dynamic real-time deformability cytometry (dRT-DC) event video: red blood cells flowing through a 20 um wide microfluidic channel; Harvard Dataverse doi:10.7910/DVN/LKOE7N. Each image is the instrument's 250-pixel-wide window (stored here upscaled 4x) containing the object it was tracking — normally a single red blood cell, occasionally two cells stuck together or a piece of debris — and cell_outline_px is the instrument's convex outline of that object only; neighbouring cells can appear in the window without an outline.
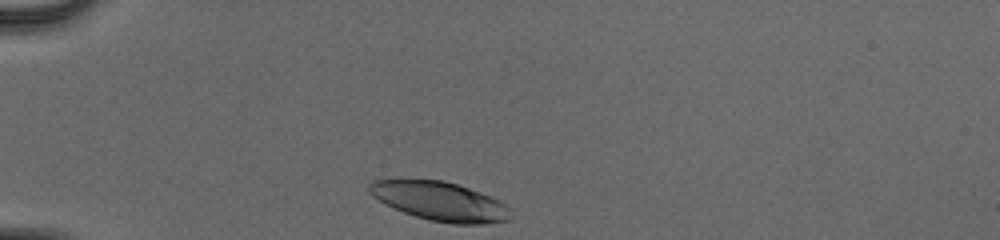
{"species": "human", "species_latin": "Homo sapiens", "temperature_condition": "cold", "stored_images_in_passage": 31, "camera_frame_rate_fps": 3000, "um_per_image_px": 0.085, "donor": {"sex": "male"}, "frame": {"image": 1, "passage_image": 1, "time_ms": 0.0, "image_size_px": [1000, 240], "cell_outline_px": [[508, 220], [484, 224], [452, 224], [428, 220], [404, 212], [384, 204], [372, 196], [368, 192], [368, 184], [372, 180], [444, 180], [480, 192], [500, 200], [508, 208]], "centroid_in_image_um": [37.35, 17.11], "position_along_channel_um": 47.7, "area_um2": 31.85}}
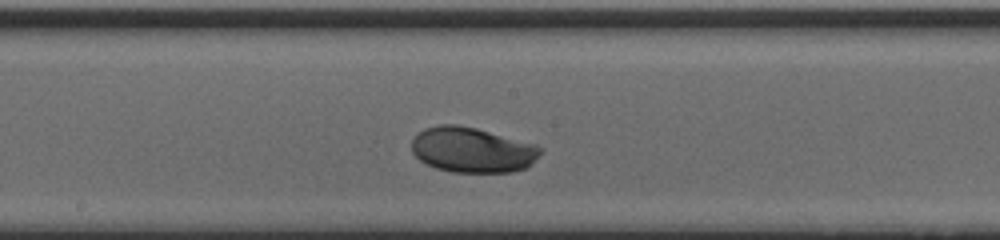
{"frame": {"image": 2, "passage_image": 16, "time_ms": 5.0, "image_size_px": [1000, 240], "cell_outline_px": [[544, 148], [528, 168], [512, 172], [452, 172], [436, 168], [420, 160], [412, 152], [412, 140], [424, 128], [440, 124], [456, 124], [476, 128], [536, 144]], "centroid_in_image_um": [40.16, 12.74], "position_along_channel_um": 208.0, "area_um2": 33.99}}
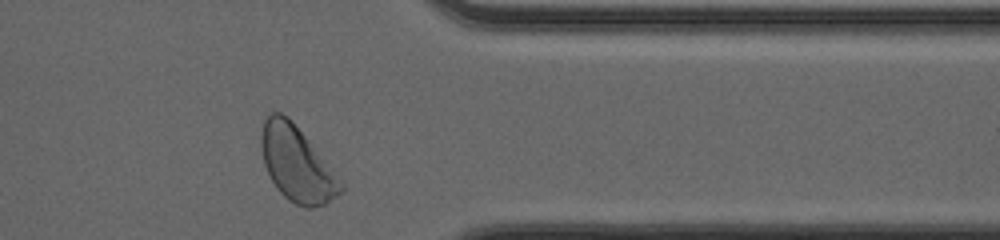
{"frame": {"image": 3, "passage_image": 30, "time_ms": 9.667, "image_size_px": [1000, 240], "cell_outline_px": [[344, 188], [336, 196], [324, 204], [312, 208], [304, 208], [288, 200], [276, 188], [264, 164], [260, 144], [260, 132], [264, 120], [268, 112], [280, 112], [288, 116], [340, 176], [344, 184]], "centroid_in_image_um": [25.23, 13.91], "position_along_channel_um": 386.2, "area_um2": 35.08}, "authors_computed_cell_mechanics": {"area_um2": 33.3506, "velocity_mm_per_s": 3.9293, "shape_relaxation_time_tau1_ms": 1.9419, "shape_relaxation_time_tau2_ms": null, "deformation_change_tau1": 0.1303, "deformation_change_tau2": null}}